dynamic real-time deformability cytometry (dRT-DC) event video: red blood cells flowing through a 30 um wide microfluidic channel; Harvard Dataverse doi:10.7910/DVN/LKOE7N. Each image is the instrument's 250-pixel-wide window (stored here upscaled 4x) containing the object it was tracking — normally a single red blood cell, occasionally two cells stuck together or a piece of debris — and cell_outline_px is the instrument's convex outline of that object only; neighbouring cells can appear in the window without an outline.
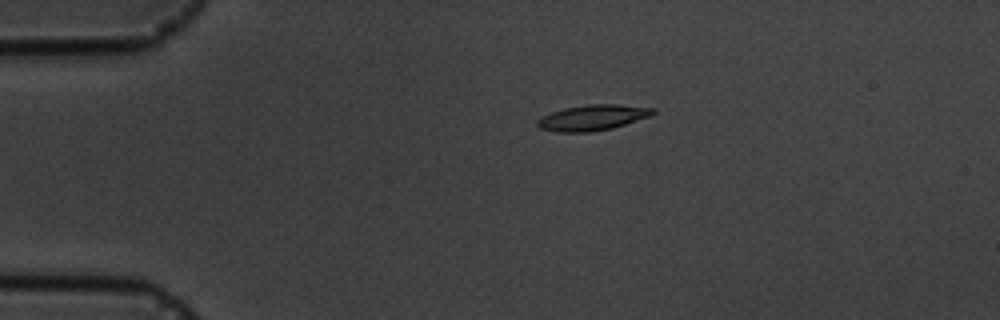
{"species": "common noctule bat (a hibernating species)", "species_latin": "Nyctalus noctula", "temperature_condition": "cold", "stored_images_in_passage": 7, "camera_frame_rate_fps": 3000, "um_per_image_px": 0.085, "animal": {"sex": "male", "body_mass_g": 19.5, "forearm_length_mm": 54.6}, "frame": {"image": 1, "passage_image": 2, "time_ms": 1.0, "image_size_px": [1000, 320], "cell_outline_px": [[656, 112], [652, 116], [612, 128], [592, 132], [556, 132], [540, 128], [536, 124], [536, 120], [552, 112], [564, 108], [588, 104], [616, 104], [656, 108]], "centroid_in_image_um": [50.41, 9.99], "position_along_channel_um": 34.6, "area_um2": 17.34}}
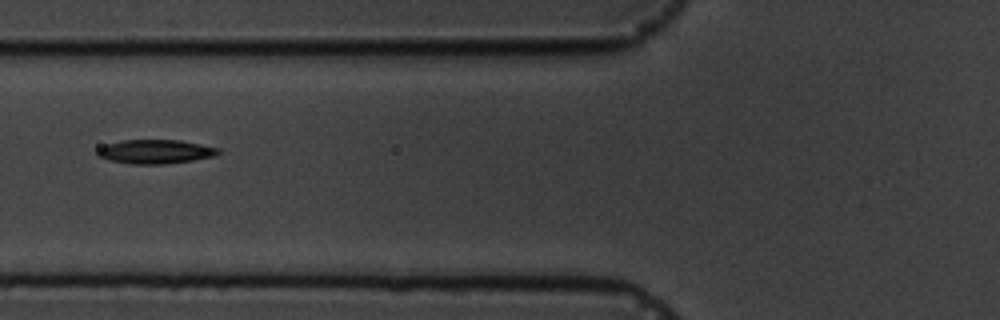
{"frame": {"image": 2, "passage_image": 5, "time_ms": 4.333, "image_size_px": [1000, 320], "cell_outline_px": [[220, 152], [216, 156], [192, 160], [164, 164], [132, 164], [108, 160], [96, 156], [96, 152], [100, 148], [108, 144], [124, 140], [180, 140], [220, 148]], "centroid_in_image_um": [13.22, 12.89], "position_along_channel_um": 112.6, "area_um2": 16.88}}
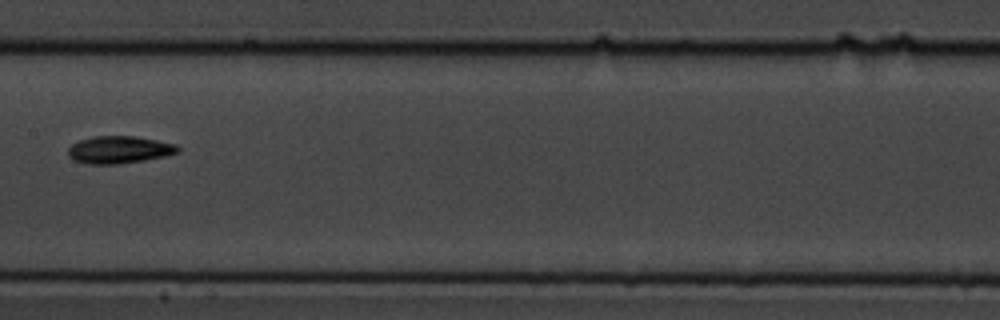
{"frame": {"image": 3, "passage_image": 7, "time_ms": 6.667, "image_size_px": [1000, 320], "cell_outline_px": [[180, 152], [164, 156], [144, 160], [116, 164], [88, 164], [72, 160], [68, 156], [68, 148], [72, 144], [80, 140], [92, 136], [136, 136], [176, 144], [180, 148]], "centroid_in_image_um": [10.11, 12.72], "position_along_channel_um": 197.3, "area_um2": 17.57}}